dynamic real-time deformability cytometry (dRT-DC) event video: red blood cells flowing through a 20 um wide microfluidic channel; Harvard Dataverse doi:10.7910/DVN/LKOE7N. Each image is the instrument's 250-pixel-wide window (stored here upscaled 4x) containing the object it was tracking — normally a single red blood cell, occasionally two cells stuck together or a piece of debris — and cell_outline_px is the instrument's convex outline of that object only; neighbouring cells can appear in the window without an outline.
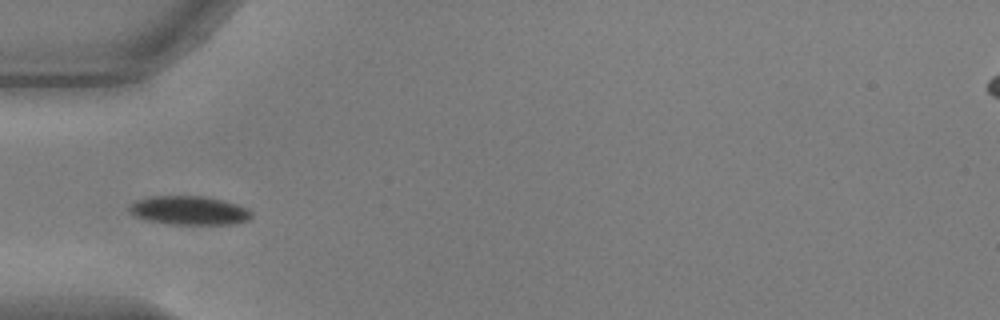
{"species": "common noctule bat (a hibernating species)", "species_latin": "Nyctalus noctula", "temperature_condition": "warm", "stored_images_in_passage": 38, "camera_frame_rate_fps": 3000, "um_per_image_px": 0.085, "animal": {"sex": "male", "body_mass_g": 17.9, "forearm_length_mm": 54.2}, "frame": {"image": 1, "passage_image": 1, "time_ms": 0.0, "image_size_px": [1000, 320], "cell_outline_px": [[252, 216], [248, 220], [236, 224], [172, 224], [148, 220], [136, 216], [128, 212], [128, 208], [136, 200], [152, 196], [204, 196], [224, 200], [248, 208], [252, 212]], "centroid_in_image_um": [16.11, 17.88], "position_along_channel_um": 68.9, "area_um2": 20.52}}
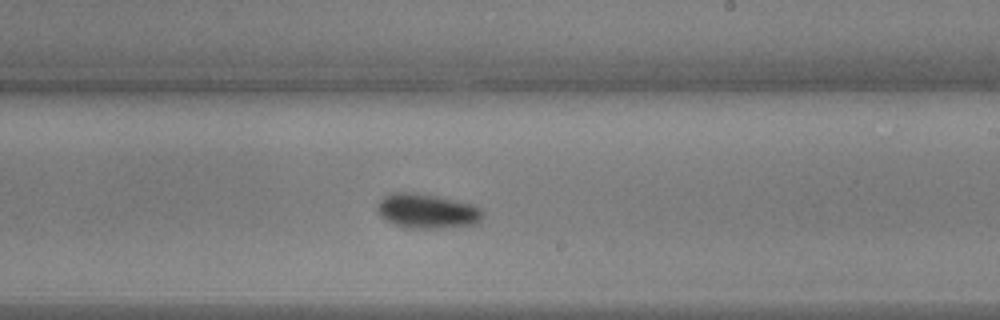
{"frame": {"image": 2, "passage_image": 16, "time_ms": 5.0, "image_size_px": [1000, 320], "cell_outline_px": [[484, 212], [480, 220], [476, 224], [448, 228], [412, 228], [396, 224], [384, 220], [376, 212], [376, 208], [380, 200], [384, 196], [392, 192], [416, 192], [456, 200], [472, 204], [480, 208]], "centroid_in_image_um": [36.29, 17.94], "position_along_channel_um": 252.7, "area_um2": 21.44}}
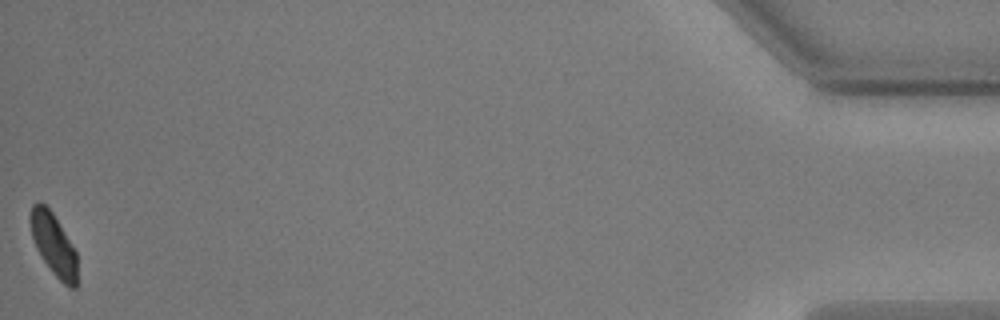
{"frame": {"image": 3, "passage_image": 38, "time_ms": 12.333, "image_size_px": [1000, 320], "cell_outline_px": [[76, 288], [68, 288], [52, 272], [36, 248], [32, 236], [28, 220], [32, 204], [36, 200], [40, 200], [52, 212], [72, 244], [76, 252]], "centroid_in_image_um": [4.52, 20.73], "position_along_channel_um": 430.7, "area_um2": 16.94}, "authors_computed_cell_mechanics": {"area_um2": 19.4497, "velocity_mm_per_s": 3.6784, "shape_relaxation_time_tau1_ms": 2.1067, "shape_relaxation_time_tau2_ms": null, "deformation_change_tau1": 0.1162, "deformation_change_tau2": null}}